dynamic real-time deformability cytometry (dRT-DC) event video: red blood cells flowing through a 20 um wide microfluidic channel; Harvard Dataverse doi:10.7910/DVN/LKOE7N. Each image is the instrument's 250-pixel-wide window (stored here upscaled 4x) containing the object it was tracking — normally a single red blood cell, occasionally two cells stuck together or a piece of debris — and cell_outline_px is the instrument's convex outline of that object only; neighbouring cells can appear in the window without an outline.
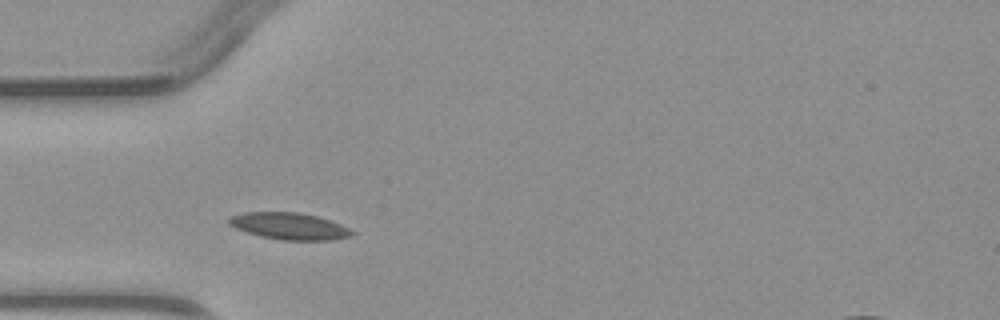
{"species": "common noctule bat (a hibernating species)", "species_latin": "Nyctalus noctula", "temperature_condition": "warm", "stored_images_in_passage": 3, "camera_frame_rate_fps": 3000, "um_per_image_px": 0.085, "animal": {"sex": "male", "body_mass_g": 23.1, "forearm_length_mm": 52.7}, "frame": {"image": 1, "passage_image": 1, "time_ms": 0.0, "image_size_px": [1000, 320], "cell_outline_px": [[356, 236], [332, 240], [280, 240], [260, 236], [236, 228], [228, 224], [228, 216], [244, 212], [300, 212], [316, 216], [340, 224], [356, 232]], "centroid_in_image_um": [24.61, 19.22], "position_along_channel_um": 60.4, "area_um2": 19.36}}
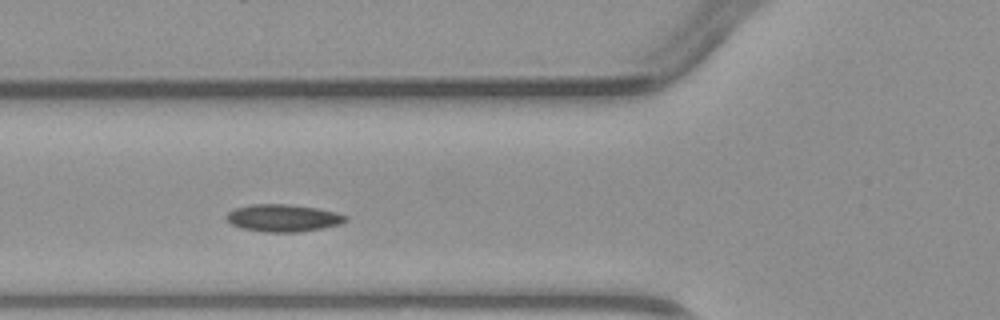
{"frame": {"image": 2, "passage_image": 2, "time_ms": 1.0, "image_size_px": [1000, 320], "cell_outline_px": [[348, 220], [340, 224], [324, 228], [296, 232], [264, 232], [240, 228], [232, 224], [224, 216], [228, 212], [236, 208], [248, 204], [288, 204], [316, 208], [336, 212], [348, 216]], "centroid_in_image_um": [24.06, 18.53], "position_along_channel_um": 101.7, "area_um2": 19.07}}
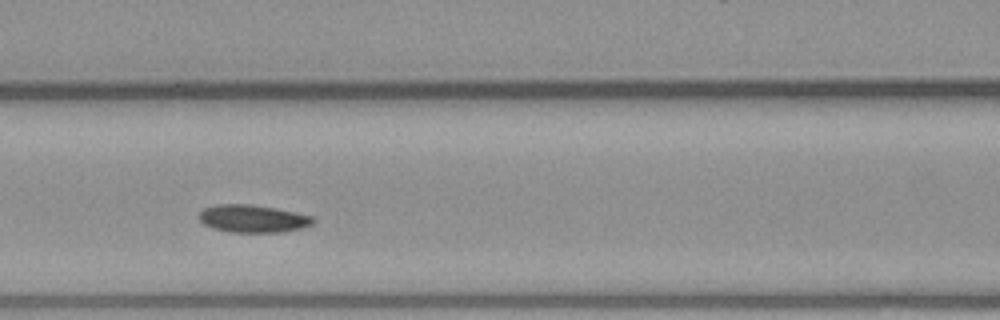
{"frame": {"image": 3, "passage_image": 3, "time_ms": 2.0, "image_size_px": [1000, 320], "cell_outline_px": [[316, 220], [312, 224], [300, 228], [280, 232], [228, 232], [212, 228], [204, 224], [200, 220], [200, 212], [204, 208], [216, 204], [252, 204], [276, 208], [296, 212], [312, 216]], "centroid_in_image_um": [21.49, 18.58], "position_along_channel_um": 145.1, "area_um2": 18.38}}